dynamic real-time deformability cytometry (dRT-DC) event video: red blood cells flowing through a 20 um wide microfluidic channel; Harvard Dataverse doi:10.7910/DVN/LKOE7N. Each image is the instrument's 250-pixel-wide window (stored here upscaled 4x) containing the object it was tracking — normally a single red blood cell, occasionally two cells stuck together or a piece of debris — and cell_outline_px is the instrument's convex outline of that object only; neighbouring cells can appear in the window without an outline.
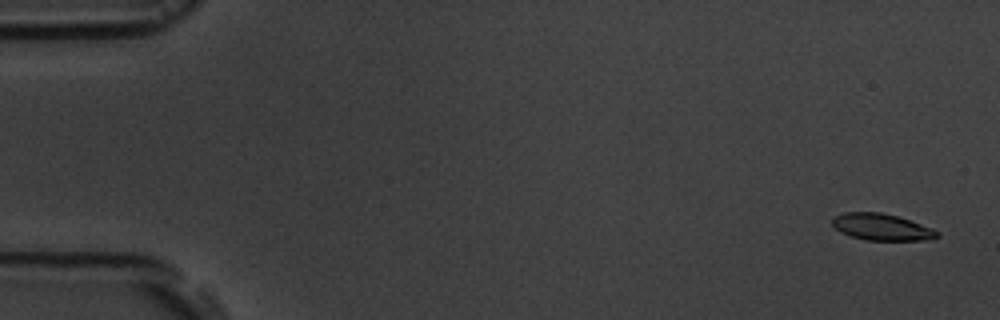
{"species": "common noctule bat (a hibernating species)", "species_latin": "Nyctalus noctula", "temperature_condition": "room temperature", "stored_images_in_passage": 6, "camera_frame_rate_fps": 3000, "um_per_image_px": 0.085, "animal": {"sex": "male", "body_mass_g": 19.5, "forearm_length_mm": 54.6}, "frame": {"image": 1, "passage_image": 6, "time_ms": 6.667, "image_size_px": [1000, 320], "cell_outline_px": [[940, 236], [924, 240], [864, 240], [840, 232], [832, 224], [832, 220], [836, 216], [844, 212], [880, 212], [896, 216], [932, 228], [940, 232]], "centroid_in_image_um": [74.94, 19.3], "position_along_channel_um": 10.1, "area_um2": 16.07}}